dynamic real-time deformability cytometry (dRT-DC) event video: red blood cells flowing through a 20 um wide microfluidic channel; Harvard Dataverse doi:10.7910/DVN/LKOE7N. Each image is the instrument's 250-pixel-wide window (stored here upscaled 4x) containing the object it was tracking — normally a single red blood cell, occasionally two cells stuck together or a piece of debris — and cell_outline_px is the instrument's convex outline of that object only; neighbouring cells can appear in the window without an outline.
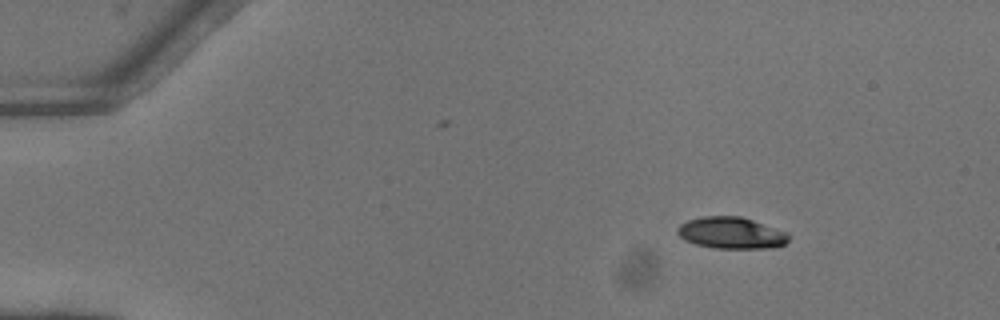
{"species": "common noctule bat (a hibernating species)", "species_latin": "Nyctalus noctula", "temperature_condition": "warm", "stored_images_in_passage": 45, "camera_frame_rate_fps": 3000, "um_per_image_px": 0.085, "animal": {"sex": "female"}, "frame": {"image": 1, "passage_image": 1, "time_ms": 0.0, "image_size_px": [1000, 320], "cell_outline_px": [[788, 240], [784, 244], [772, 248], [712, 248], [696, 244], [684, 240], [676, 232], [676, 228], [680, 224], [688, 220], [704, 216], [740, 216], [788, 232]], "centroid_in_image_um": [62.13, 19.8], "position_along_channel_um": 22.9, "area_um2": 20.46}}
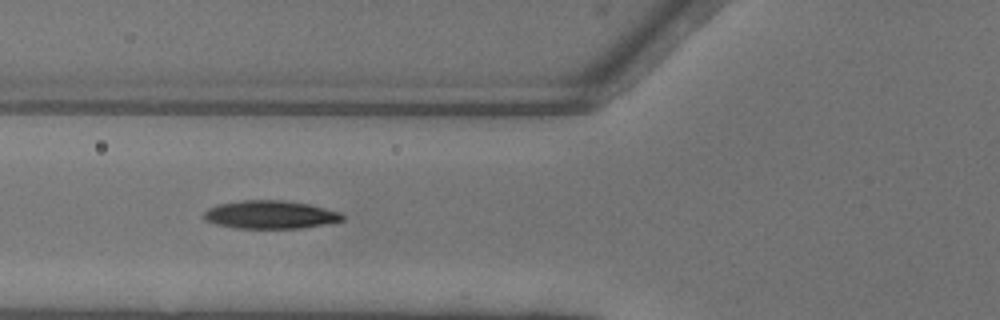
{"frame": {"image": 2, "passage_image": 14, "time_ms": 4.333, "image_size_px": [1000, 320], "cell_outline_px": [[344, 220], [300, 228], [236, 228], [216, 224], [204, 220], [204, 212], [208, 208], [220, 204], [240, 200], [284, 200], [308, 204], [340, 212], [344, 216]], "centroid_in_image_um": [22.95, 18.24], "position_along_channel_um": 102.9, "area_um2": 22.54}}
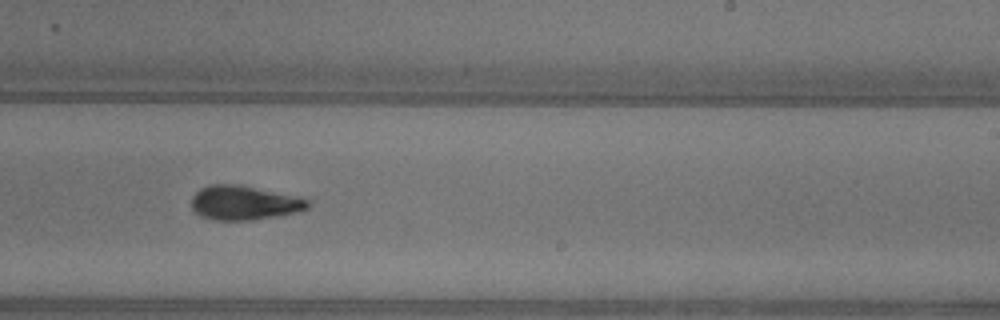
{"frame": {"image": 3, "passage_image": 26, "time_ms": 8.333, "image_size_px": [1000, 320], "cell_outline_px": [[308, 208], [292, 212], [272, 216], [248, 220], [216, 220], [204, 216], [196, 212], [192, 208], [192, 196], [200, 188], [212, 184], [244, 184], [308, 200]], "centroid_in_image_um": [20.67, 17.21], "position_along_channel_um": 268.3, "area_um2": 22.66}, "authors_computed_cell_mechanics": {"area_um2": 22.0218, "velocity_mm_per_s": 4.1365, "shape_relaxation_time_tau1_ms": 3.0144, "shape_relaxation_time_tau2_ms": 3.4161, "deformation_change_tau1": 0.1694, "deformation_change_tau2": 0.1166}}